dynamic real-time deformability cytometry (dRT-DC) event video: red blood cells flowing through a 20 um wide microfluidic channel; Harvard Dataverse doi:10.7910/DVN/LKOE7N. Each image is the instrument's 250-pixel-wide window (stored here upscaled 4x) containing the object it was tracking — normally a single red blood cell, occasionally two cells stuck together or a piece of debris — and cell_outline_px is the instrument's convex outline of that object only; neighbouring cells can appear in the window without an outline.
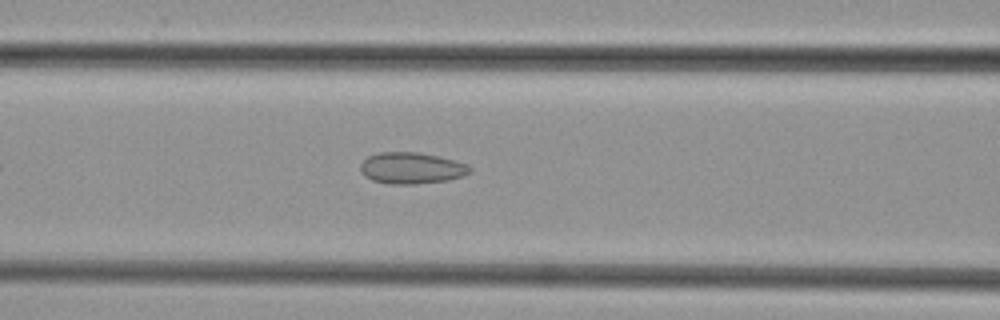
{"species": "common noctule bat (a hibernating species)", "species_latin": "Nyctalus noctula", "temperature_condition": "cold", "stored_images_in_passage": 34, "camera_frame_rate_fps": 3000, "um_per_image_px": 0.085, "animal": {"sex": "female", "body_mass_g": 29.2, "forearm_length_mm": 56.3}, "frame": {"image": 1, "passage_image": 10, "time_ms": 3.0, "image_size_px": [1000, 320], "cell_outline_px": [[472, 172], [464, 176], [448, 180], [416, 184], [392, 184], [372, 180], [364, 176], [360, 172], [360, 164], [368, 156], [380, 152], [416, 152], [440, 156], [468, 164], [472, 168]], "centroid_in_image_um": [35.0, 14.29], "position_along_channel_um": 131.6, "area_um2": 20.23}}
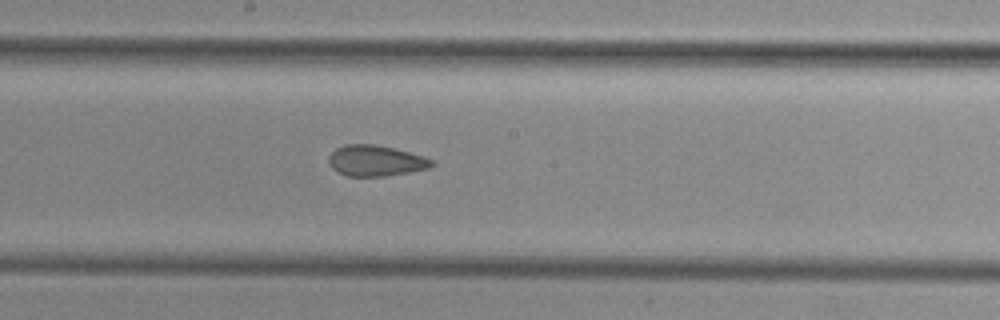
{"frame": {"image": 2, "passage_image": 16, "time_ms": 5.0, "image_size_px": [1000, 320], "cell_outline_px": [[436, 164], [428, 168], [408, 172], [384, 176], [348, 176], [336, 172], [332, 168], [328, 160], [328, 156], [336, 148], [344, 144], [372, 144], [392, 148], [424, 156], [432, 160]], "centroid_in_image_um": [31.9, 13.66], "position_along_channel_um": 216.3, "area_um2": 18.44}}
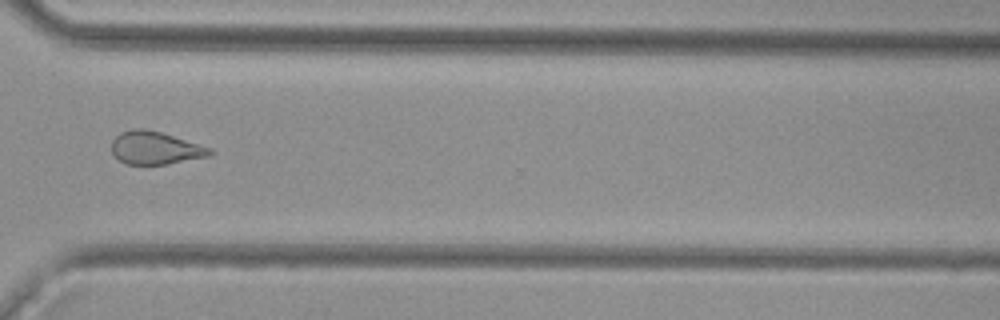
{"frame": {"image": 3, "passage_image": 26, "time_ms": 8.333, "image_size_px": [1000, 320], "cell_outline_px": [[212, 152], [208, 156], [168, 164], [124, 164], [112, 152], [112, 140], [120, 132], [136, 128], [144, 128], [160, 132], [212, 148]], "centroid_in_image_um": [13.18, 12.57], "position_along_channel_um": 357.4, "area_um2": 18.61}}